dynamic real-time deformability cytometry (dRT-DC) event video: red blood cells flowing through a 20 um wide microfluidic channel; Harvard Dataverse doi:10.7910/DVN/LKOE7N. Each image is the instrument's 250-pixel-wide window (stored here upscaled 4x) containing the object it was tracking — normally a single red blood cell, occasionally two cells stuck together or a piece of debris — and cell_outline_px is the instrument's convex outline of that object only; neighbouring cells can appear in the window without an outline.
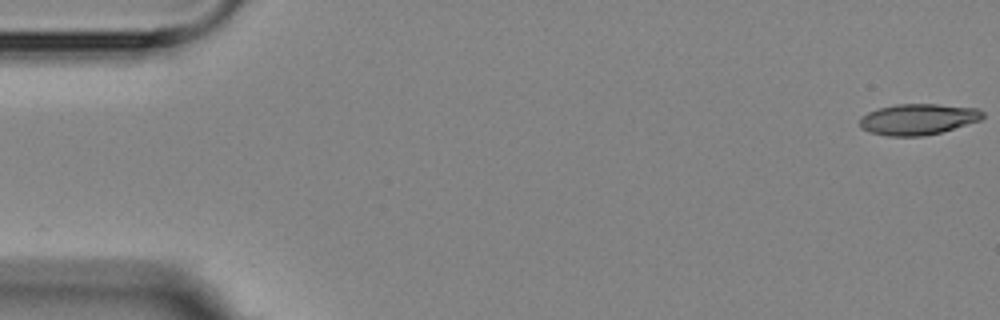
{"species": "Egyptian fruit bat (a non-hibernating species)", "species_latin": "Rousettus aegyptiacus", "temperature_condition": "room temperature", "stored_images_in_passage": 6, "segment_of_instrument_passage": [1, 2], "camera_frame_rate_fps": 3000, "um_per_image_px": 0.085, "animal": {"sex": "female"}, "frame": {"image": 1, "passage_image": 1, "time_ms": 0.0, "image_size_px": [1000, 320], "cell_outline_px": [[984, 116], [980, 120], [940, 132], [924, 136], [888, 136], [868, 132], [860, 128], [860, 116], [868, 112], [880, 108], [896, 104], [936, 104], [976, 108], [984, 112]], "centroid_in_image_um": [77.99, 10.14], "position_along_channel_um": 7.0, "area_um2": 22.14}}
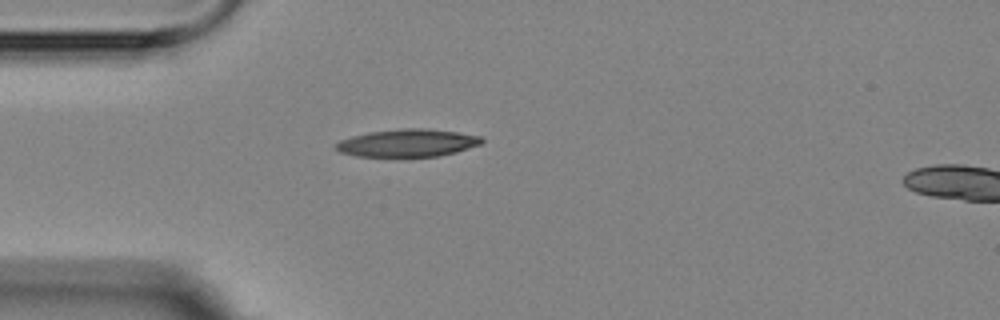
{"frame": {"image": 2, "passage_image": 5, "time_ms": 4.667, "image_size_px": [1000, 320], "cell_outline_px": [[484, 140], [480, 144], [456, 152], [440, 156], [400, 160], [356, 156], [340, 152], [332, 148], [332, 144], [340, 140], [352, 136], [368, 132], [400, 128], [428, 128], [456, 132], [480, 136]], "centroid_in_image_um": [34.55, 12.2], "position_along_channel_um": 50.5, "area_um2": 24.8}}